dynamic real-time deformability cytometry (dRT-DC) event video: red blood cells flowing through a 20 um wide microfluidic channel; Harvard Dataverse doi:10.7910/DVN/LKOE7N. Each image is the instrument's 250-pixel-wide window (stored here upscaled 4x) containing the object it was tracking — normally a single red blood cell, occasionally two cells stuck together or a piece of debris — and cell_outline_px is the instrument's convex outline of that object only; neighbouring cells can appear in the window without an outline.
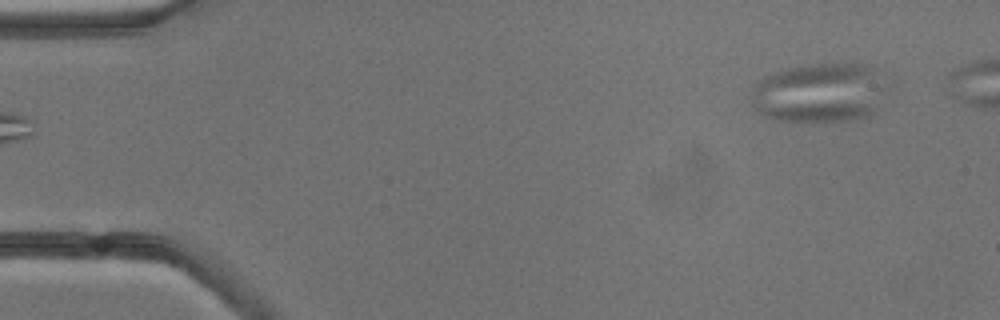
{"species": "common noctule bat (a hibernating species)", "species_latin": "Nyctalus noctula", "temperature_condition": "cold", "stored_images_in_passage": 3, "camera_frame_rate_fps": 3000, "um_per_image_px": 0.085, "animal": {"sex": "male", "body_mass_g": 13.3}, "frame": {"image": 1, "passage_image": 3, "time_ms": 2.333, "image_size_px": [1000, 320], "cell_outline_px": [[892, 84], [872, 112], [868, 116], [848, 120], [784, 120], [768, 116], [760, 112], [752, 104], [752, 88], [764, 76], [788, 68], [808, 64], [860, 64], [892, 72]], "centroid_in_image_um": [69.84, 7.82], "position_along_channel_um": 15.2, "area_um2": 47.57}}